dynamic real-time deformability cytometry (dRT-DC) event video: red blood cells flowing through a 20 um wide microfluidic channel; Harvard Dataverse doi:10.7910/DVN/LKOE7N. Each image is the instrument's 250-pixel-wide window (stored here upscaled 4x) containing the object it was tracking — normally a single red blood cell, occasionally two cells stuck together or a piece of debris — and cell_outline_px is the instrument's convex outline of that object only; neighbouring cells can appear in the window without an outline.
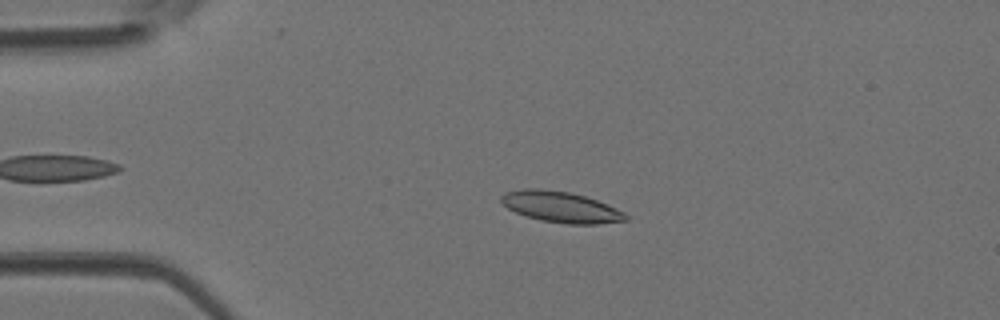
{"species": "Egyptian fruit bat (a non-hibernating species)", "species_latin": "Rousettus aegyptiacus", "temperature_condition": "room temperature", "stored_images_in_passage": 43, "camera_frame_rate_fps": 3000, "um_per_image_px": 0.085, "animal": {"sex": "female"}, "frame": {"image": 1, "passage_image": 9, "time_ms": 2.667, "image_size_px": [1000, 320], "cell_outline_px": [[628, 220], [596, 224], [568, 224], [540, 220], [524, 216], [508, 208], [500, 200], [500, 196], [504, 192], [524, 188], [540, 188], [568, 192], [584, 196], [608, 204], [624, 212], [628, 216]], "centroid_in_image_um": [47.65, 17.59], "position_along_channel_um": 37.3, "area_um2": 22.48}}
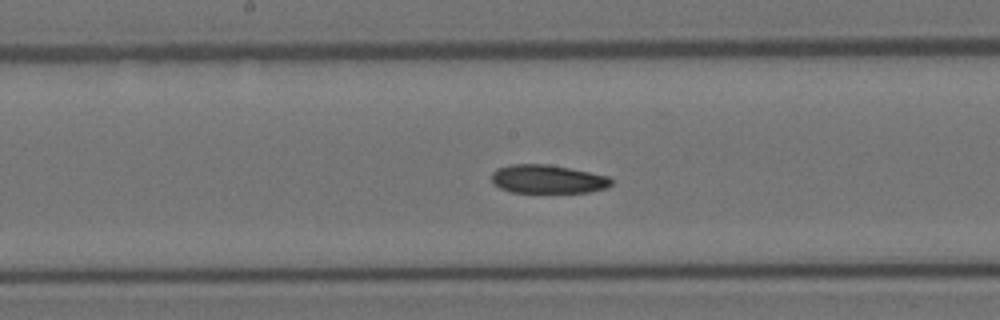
{"frame": {"image": 2, "passage_image": 22, "time_ms": 7.0, "image_size_px": [1000, 320], "cell_outline_px": [[612, 184], [608, 188], [588, 192], [512, 192], [500, 188], [492, 184], [492, 172], [496, 168], [508, 164], [548, 164], [608, 176], [612, 180]], "centroid_in_image_um": [46.52, 15.22], "position_along_channel_um": 201.7, "area_um2": 19.94}}
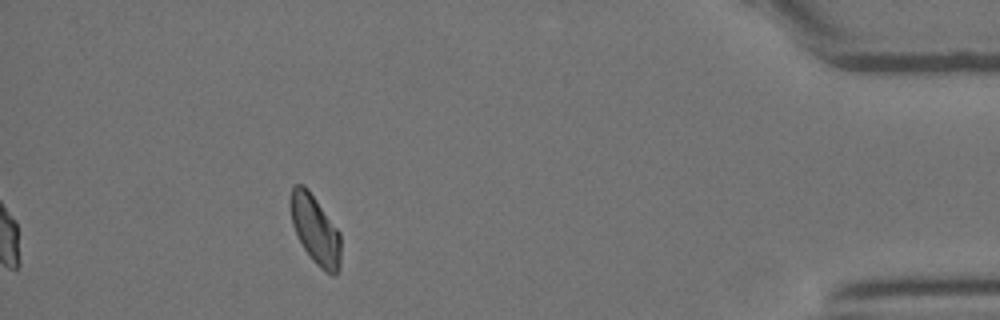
{"frame": {"image": 3, "passage_image": 39, "time_ms": 12.667, "image_size_px": [1000, 320], "cell_outline_px": [[340, 264], [336, 276], [332, 276], [324, 272], [312, 260], [304, 248], [292, 224], [288, 204], [288, 200], [292, 188], [296, 184], [304, 184], [308, 188], [340, 232]], "centroid_in_image_um": [26.78, 19.51], "position_along_channel_um": 408.4, "area_um2": 20.46}}